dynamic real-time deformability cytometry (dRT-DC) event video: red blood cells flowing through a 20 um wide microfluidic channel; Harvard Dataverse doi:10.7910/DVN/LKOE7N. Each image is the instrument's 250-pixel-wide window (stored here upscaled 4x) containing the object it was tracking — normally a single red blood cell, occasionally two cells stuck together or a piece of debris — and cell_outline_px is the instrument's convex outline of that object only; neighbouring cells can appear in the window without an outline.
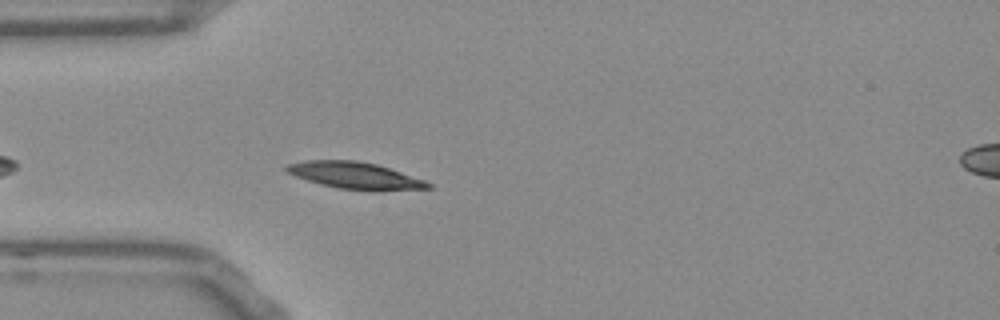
{"species": "Egyptian fruit bat (a non-hibernating species)", "species_latin": "Rousettus aegyptiacus", "temperature_condition": "room temperature", "stored_images_in_passage": 42, "camera_frame_rate_fps": 3000, "um_per_image_px": 0.085, "frame": {"image": 1, "passage_image": 4, "time_ms": 1.0, "image_size_px": [1000, 320], "cell_outline_px": [[432, 188], [372, 192], [340, 188], [320, 184], [296, 176], [288, 172], [284, 168], [284, 164], [304, 160], [356, 160], [376, 164], [424, 180], [432, 184]], "centroid_in_image_um": [30.18, 14.93], "position_along_channel_um": 54.8, "area_um2": 22.25}}
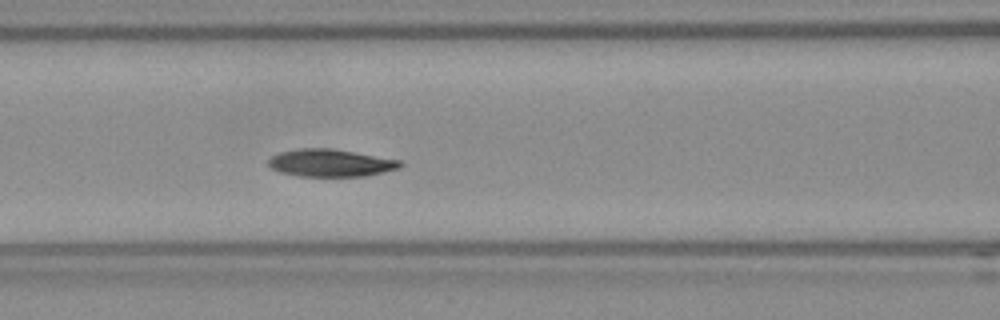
{"frame": {"image": 2, "passage_image": 11, "time_ms": 3.333, "image_size_px": [1000, 320], "cell_outline_px": [[404, 164], [400, 168], [364, 176], [296, 176], [280, 172], [272, 168], [268, 164], [268, 160], [272, 156], [280, 152], [300, 148], [332, 148], [400, 160]], "centroid_in_image_um": [28.09, 13.85], "position_along_channel_um": 138.5, "area_um2": 21.04}}
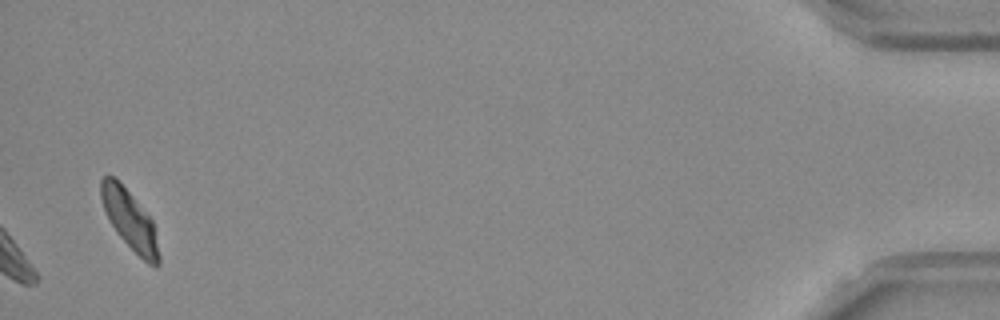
{"frame": {"image": 3, "passage_image": 41, "time_ms": 13.333, "image_size_px": [1000, 320], "cell_outline_px": [[160, 264], [156, 268], [148, 264], [116, 232], [104, 208], [100, 196], [100, 180], [104, 176], [112, 176], [132, 196], [152, 220], [160, 256]], "centroid_in_image_um": [11.04, 18.72], "position_along_channel_um": 424.2, "area_um2": 19.31}, "authors_computed_cell_mechanics": {"area_um2": 21.1837, "velocity_mm_per_s": 3.7614, "shape_relaxation_time_tau1_ms": 5.901, "shape_relaxation_time_tau2_ms": 3.9277, "deformation_change_tau1": 0.1542, "deformation_change_tau2": 0.0636}}